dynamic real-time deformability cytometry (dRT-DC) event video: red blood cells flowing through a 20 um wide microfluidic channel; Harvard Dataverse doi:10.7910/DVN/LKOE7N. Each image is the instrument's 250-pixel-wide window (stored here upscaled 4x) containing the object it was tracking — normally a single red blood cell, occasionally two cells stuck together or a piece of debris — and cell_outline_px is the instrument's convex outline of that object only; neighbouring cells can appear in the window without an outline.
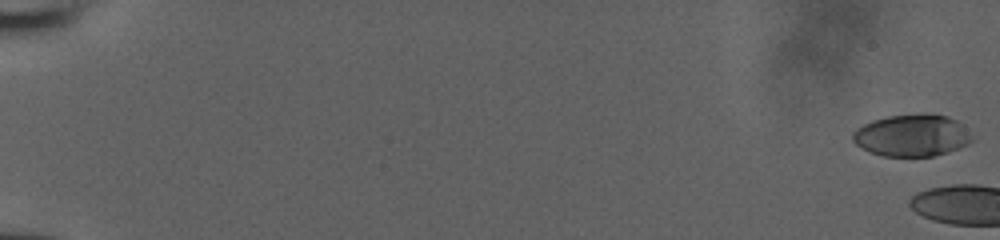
{"species": "human", "species_latin": "Homo sapiens", "temperature_condition": "room temperature", "stored_images_in_passage": 17, "camera_frame_rate_fps": 3000, "um_per_image_px": 0.085, "donor": {"sex": "male"}, "frame": {"image": 1, "passage_image": 1, "time_ms": 0.0, "image_size_px": [1000, 240], "cell_outline_px": [[976, 136], [968, 144], [948, 152], [932, 156], [880, 156], [856, 144], [852, 140], [852, 132], [856, 128], [872, 120], [888, 116], [920, 112], [928, 112], [948, 116], [964, 124]], "centroid_in_image_um": [77.58, 11.48], "position_along_channel_um": 7.4, "area_um2": 29.82}}